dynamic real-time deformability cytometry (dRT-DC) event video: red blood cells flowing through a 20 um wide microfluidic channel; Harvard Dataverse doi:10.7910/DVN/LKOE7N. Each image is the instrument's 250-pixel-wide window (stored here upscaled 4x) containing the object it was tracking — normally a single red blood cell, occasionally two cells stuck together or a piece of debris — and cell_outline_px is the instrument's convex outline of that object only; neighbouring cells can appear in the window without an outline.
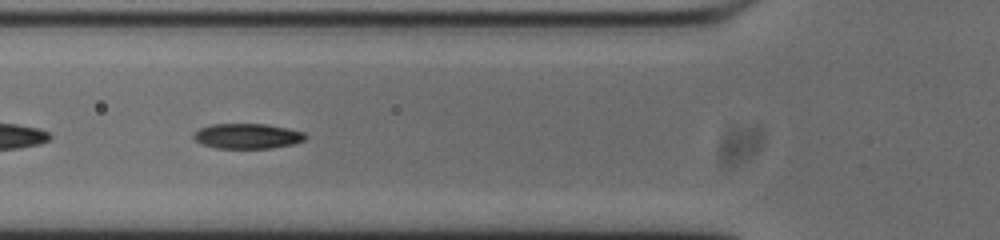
{"species": "common noctule bat (a hibernating species)", "species_latin": "Nyctalus noctula", "temperature_condition": "cold", "stored_images_in_passage": 16, "camera_frame_rate_fps": 3000, "um_per_image_px": 0.085, "animal": {"sex": "male", "body_mass_g": 20.0, "forearm_length_mm": 53.3}, "frame": {"image": 1, "passage_image": 7, "time_ms": 2.0, "image_size_px": [1000, 240], "cell_outline_px": [[308, 136], [304, 140], [292, 144], [272, 148], [216, 148], [200, 144], [192, 136], [200, 128], [212, 124], [268, 124], [288, 128], [304, 132]], "centroid_in_image_um": [21.04, 11.56], "position_along_channel_um": 104.8, "area_um2": 16.42}}
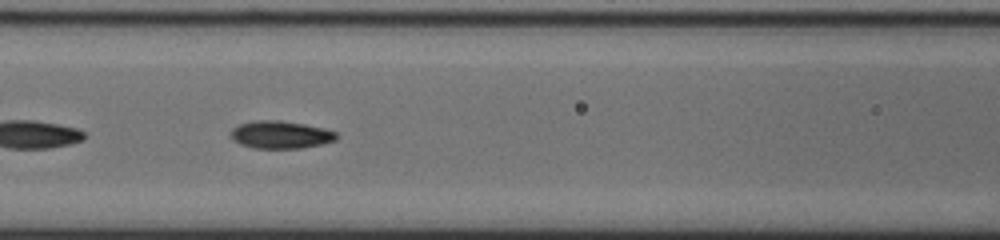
{"frame": {"image": 2, "passage_image": 10, "time_ms": 3.0, "image_size_px": [1000, 240], "cell_outline_px": [[336, 140], [320, 144], [300, 148], [252, 148], [240, 144], [232, 140], [232, 128], [240, 124], [256, 120], [280, 120], [304, 124], [324, 128], [336, 132]], "centroid_in_image_um": [23.83, 11.45], "position_along_channel_um": 142.8, "area_um2": 16.88}}